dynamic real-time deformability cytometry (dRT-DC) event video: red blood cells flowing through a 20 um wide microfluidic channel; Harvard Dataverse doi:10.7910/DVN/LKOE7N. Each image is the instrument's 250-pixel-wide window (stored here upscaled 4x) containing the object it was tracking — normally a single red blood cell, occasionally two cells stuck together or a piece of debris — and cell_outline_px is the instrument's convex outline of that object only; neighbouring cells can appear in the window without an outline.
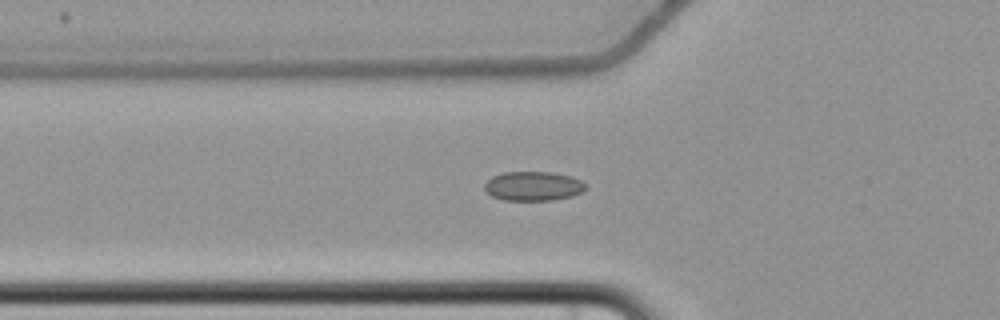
{"species": "common noctule bat (a hibernating species)", "species_latin": "Nyctalus noctula", "temperature_condition": "cold", "stored_images_in_passage": 8, "camera_frame_rate_fps": 3000, "um_per_image_px": 0.085, "animal": {"sex": "female", "body_mass_g": 22.7, "forearm_length_mm": 54.2}, "frame": {"image": 1, "passage_image": 8, "time_ms": 9.0, "image_size_px": [1000, 320], "cell_outline_px": [[584, 188], [580, 192], [572, 196], [552, 200], [504, 200], [492, 196], [484, 188], [484, 184], [492, 176], [504, 172], [552, 172], [572, 176], [580, 180], [584, 184]], "centroid_in_image_um": [45.3, 15.81], "position_along_channel_um": 80.5, "area_um2": 17.11}}